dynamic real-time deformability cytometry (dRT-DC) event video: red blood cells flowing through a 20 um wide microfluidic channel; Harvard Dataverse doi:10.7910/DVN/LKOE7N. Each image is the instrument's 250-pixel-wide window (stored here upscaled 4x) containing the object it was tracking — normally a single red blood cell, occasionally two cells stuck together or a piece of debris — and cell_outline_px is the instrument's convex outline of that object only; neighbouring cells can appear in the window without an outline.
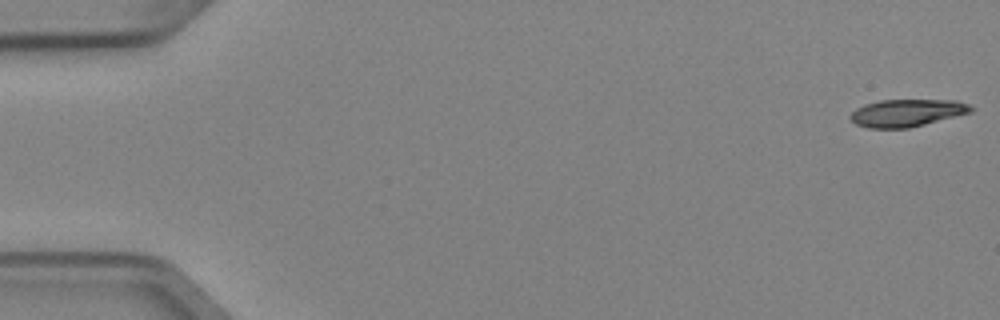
{"species": "Egyptian fruit bat (a non-hibernating species)", "species_latin": "Rousettus aegyptiacus", "temperature_condition": "cold", "stored_images_in_passage": 5, "camera_frame_rate_fps": 3000, "um_per_image_px": 0.085, "animal": {"sex": "female"}, "frame": {"image": 1, "passage_image": 1, "time_ms": 0.0, "image_size_px": [1000, 320], "cell_outline_px": [[972, 112], [908, 128], [868, 128], [856, 124], [848, 116], [856, 108], [864, 104], [880, 100], [956, 100], [968, 104], [972, 108]], "centroid_in_image_um": [77.05, 9.59], "position_along_channel_um": 7.9, "area_um2": 19.13}}
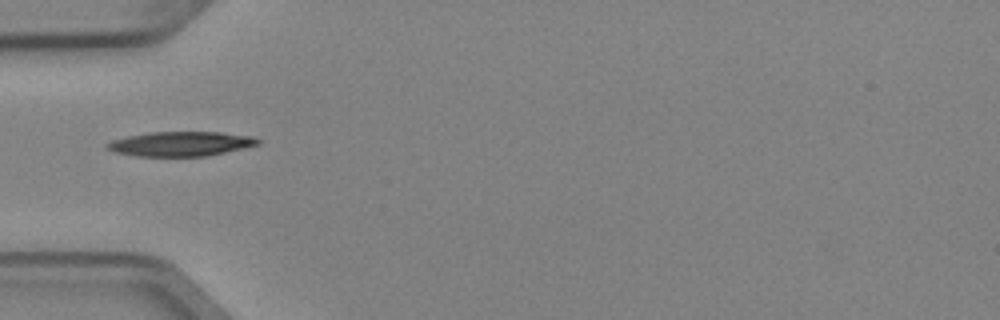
{"frame": {"image": 2, "passage_image": 5, "time_ms": 1.333, "image_size_px": [1000, 320], "cell_outline_px": [[260, 144], [244, 148], [208, 156], [136, 156], [112, 152], [104, 148], [104, 144], [112, 140], [128, 136], [148, 132], [220, 132], [252, 136], [260, 140]], "centroid_in_image_um": [15.32, 12.23], "position_along_channel_um": 69.7, "area_um2": 21.79}}